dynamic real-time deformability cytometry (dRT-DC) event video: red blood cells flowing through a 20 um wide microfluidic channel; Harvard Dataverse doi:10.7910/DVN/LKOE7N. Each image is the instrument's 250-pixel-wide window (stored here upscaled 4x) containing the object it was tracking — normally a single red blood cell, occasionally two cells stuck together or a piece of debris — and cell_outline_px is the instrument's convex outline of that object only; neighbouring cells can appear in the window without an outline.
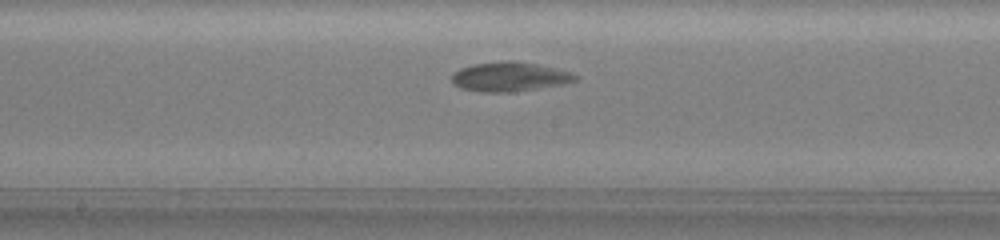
{"species": "common noctule bat (a hibernating species)", "species_latin": "Nyctalus noctula", "temperature_condition": "warm", "stored_images_in_passage": 25, "camera_frame_rate_fps": 3000, "um_per_image_px": 0.085, "animal": {"sex": "female", "body_mass_g": 19.5, "forearm_length_mm": 54.1}, "frame": {"image": 1, "passage_image": 10, "time_ms": 4.333, "image_size_px": [1000, 240], "cell_outline_px": [[576, 80], [560, 84], [536, 88], [508, 92], [480, 92], [460, 88], [452, 84], [452, 72], [460, 68], [472, 64], [508, 60], [512, 60], [536, 64], [572, 72], [576, 76]], "centroid_in_image_um": [43.22, 6.51], "position_along_channel_um": 205.0, "area_um2": 20.98}}
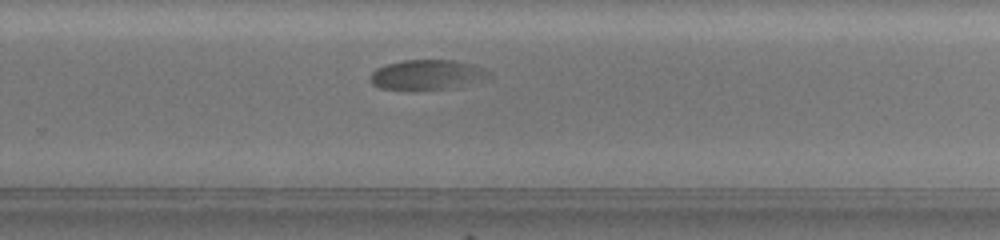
{"frame": {"image": 2, "passage_image": 14, "time_ms": 7.0, "image_size_px": [1000, 240], "cell_outline_px": [[492, 76], [488, 80], [448, 88], [420, 92], [412, 92], [380, 88], [372, 84], [372, 72], [376, 68], [388, 64], [404, 60], [456, 60], [472, 64], [484, 68]], "centroid_in_image_um": [36.33, 6.39], "position_along_channel_um": 293.5, "area_um2": 21.33}}
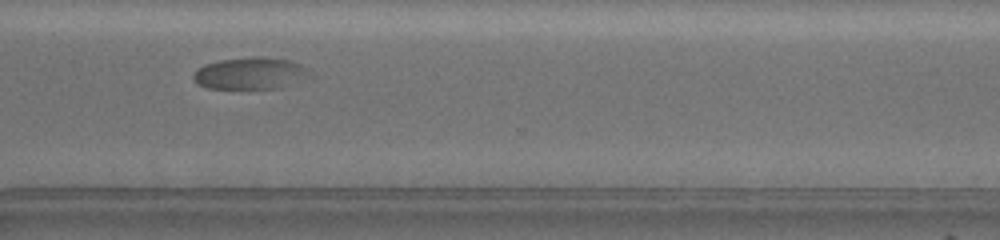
{"frame": {"image": 3, "passage_image": 17, "time_ms": 8.667, "image_size_px": [1000, 240], "cell_outline_px": [[312, 80], [280, 88], [208, 88], [196, 84], [192, 76], [204, 64], [216, 60], [252, 56], [268, 56], [288, 60], [300, 64], [308, 68], [312, 76]], "centroid_in_image_um": [21.38, 6.23], "position_along_channel_um": 349.2, "area_um2": 22.31}, "authors_computed_cell_mechanics": {"area_um2": 20.808, "velocity_mm_per_s": 3.3414, "shape_relaxation_time_tau1_ms": 7.5286, "shape_relaxation_time_tau2_ms": null, "deformation_change_tau1": 0.1816, "deformation_change_tau2": null}}